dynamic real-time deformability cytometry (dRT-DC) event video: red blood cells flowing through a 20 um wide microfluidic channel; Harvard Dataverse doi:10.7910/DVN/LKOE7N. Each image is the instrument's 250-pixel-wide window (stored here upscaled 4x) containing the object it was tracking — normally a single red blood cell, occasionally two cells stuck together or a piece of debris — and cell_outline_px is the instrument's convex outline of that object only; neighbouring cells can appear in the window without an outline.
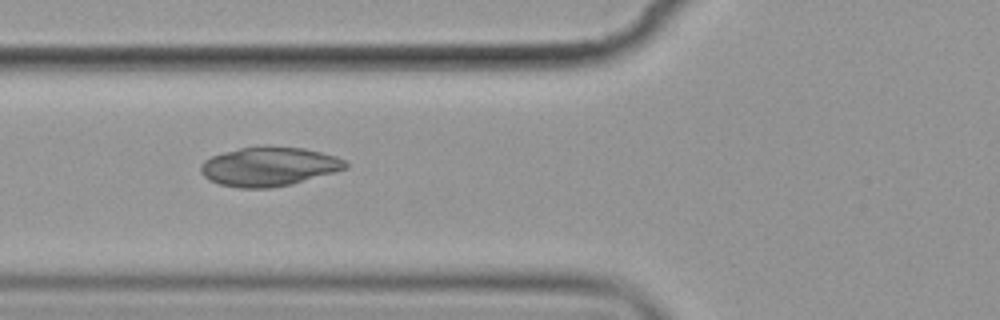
{"species": "common noctule bat (a hibernating species)", "species_latin": "Nyctalus noctula", "temperature_condition": "cold", "stored_images_in_passage": 6, "camera_frame_rate_fps": 3000, "um_per_image_px": 0.085, "animal": {"sex": "female", "body_mass_g": 19.9}, "frame": {"image": 1, "passage_image": 5, "time_ms": 5.0, "image_size_px": [1000, 320], "cell_outline_px": [[348, 168], [292, 184], [272, 188], [240, 188], [220, 184], [208, 180], [200, 172], [200, 164], [204, 160], [212, 156], [224, 152], [240, 148], [260, 144], [304, 148], [336, 156], [344, 160], [348, 164]], "centroid_in_image_um": [22.84, 14.14], "position_along_channel_um": 103.0, "area_um2": 33.41}}
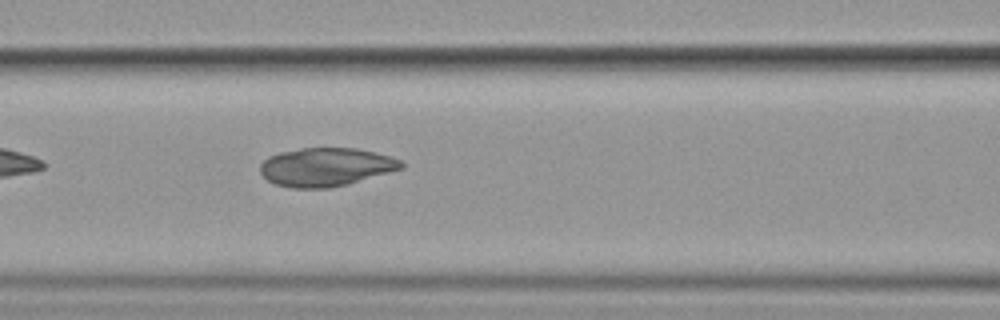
{"frame": {"image": 2, "passage_image": 6, "time_ms": 6.0, "image_size_px": [1000, 320], "cell_outline_px": [[404, 168], [348, 184], [328, 188], [292, 188], [276, 184], [268, 180], [260, 172], [260, 164], [268, 156], [280, 152], [300, 148], [356, 148], [388, 156], [400, 160], [404, 164]], "centroid_in_image_um": [27.68, 14.2], "position_along_channel_um": 138.9, "area_um2": 31.5}}